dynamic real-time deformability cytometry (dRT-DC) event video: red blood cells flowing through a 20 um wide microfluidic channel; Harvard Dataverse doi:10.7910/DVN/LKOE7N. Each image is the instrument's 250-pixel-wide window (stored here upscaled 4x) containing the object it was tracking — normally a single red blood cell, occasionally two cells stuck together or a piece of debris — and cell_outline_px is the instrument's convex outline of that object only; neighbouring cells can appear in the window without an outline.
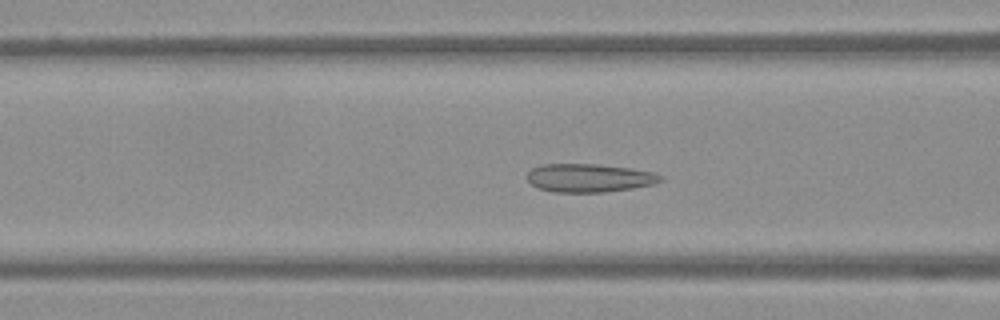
{"species": "Egyptian fruit bat (a non-hibernating species)", "species_latin": "Rousettus aegyptiacus", "temperature_condition": "warm", "stored_images_in_passage": 42, "camera_frame_rate_fps": 3000, "um_per_image_px": 0.085, "frame": {"image": 1, "passage_image": 9, "time_ms": 2.667, "image_size_px": [1000, 320], "cell_outline_px": [[664, 180], [656, 184], [632, 188], [604, 192], [552, 192], [536, 188], [528, 180], [528, 172], [532, 168], [540, 164], [596, 164], [632, 168], [656, 172], [664, 176]], "centroid_in_image_um": [50.13, 15.12], "position_along_channel_um": 116.5, "area_um2": 22.37}}
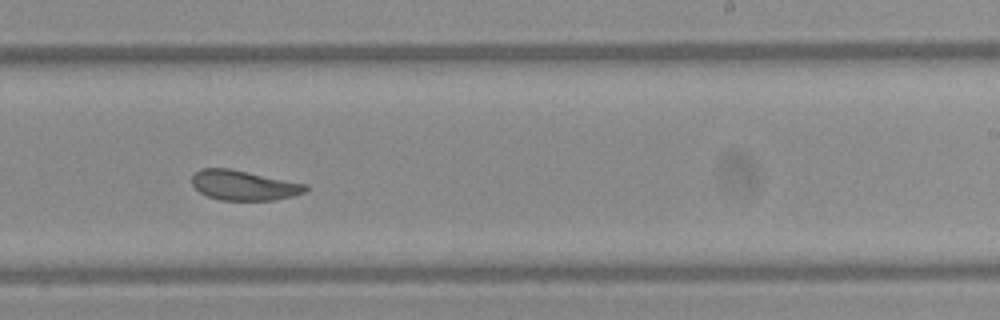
{"frame": {"image": 2, "passage_image": 21, "time_ms": 6.667, "image_size_px": [1000, 320], "cell_outline_px": [[308, 188], [304, 192], [292, 196], [272, 200], [220, 200], [208, 196], [200, 192], [192, 184], [192, 172], [200, 168], [228, 168], [308, 184]], "centroid_in_image_um": [20.69, 15.74], "position_along_channel_um": 268.3, "area_um2": 19.77}}
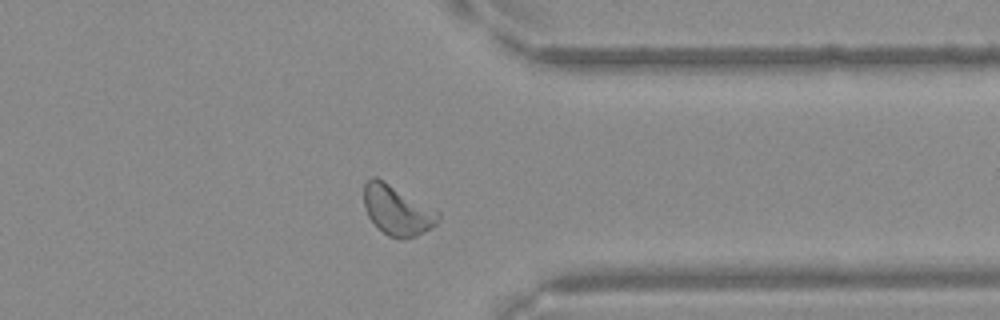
{"frame": {"image": 3, "passage_image": 30, "time_ms": 9.667, "image_size_px": [1000, 320], "cell_outline_px": [[440, 216], [436, 224], [432, 228], [416, 236], [388, 236], [368, 216], [364, 208], [364, 184], [372, 176], [376, 176], [440, 212]], "centroid_in_image_um": [33.75, 17.83], "position_along_channel_um": 377.6, "area_um2": 21.04}}